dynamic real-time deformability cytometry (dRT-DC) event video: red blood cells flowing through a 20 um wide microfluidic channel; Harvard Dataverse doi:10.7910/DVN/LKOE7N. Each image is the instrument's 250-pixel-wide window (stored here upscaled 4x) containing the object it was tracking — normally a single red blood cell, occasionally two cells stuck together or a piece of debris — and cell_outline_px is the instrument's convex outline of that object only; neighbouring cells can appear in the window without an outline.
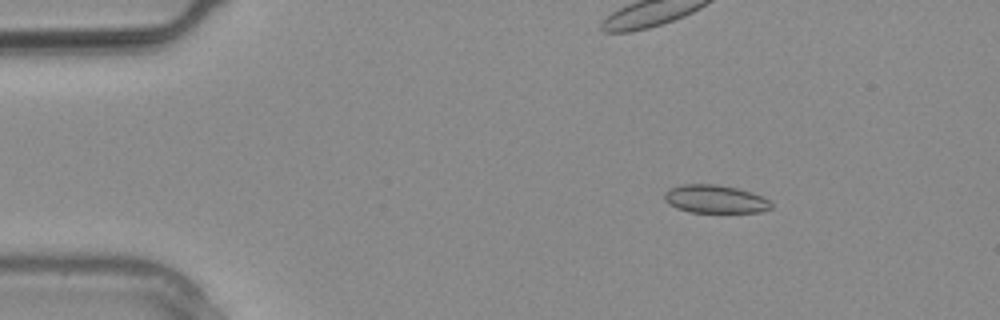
{"species": "common noctule bat (a hibernating species)", "species_latin": "Nyctalus noctula", "temperature_condition": "warm", "stored_images_in_passage": 3, "camera_frame_rate_fps": 3000, "um_per_image_px": 0.085, "animal": {"sex": "male", "body_mass_g": 20.4}, "frame": {"image": 1, "passage_image": 2, "time_ms": 0.333, "image_size_px": [1000, 320], "cell_outline_px": [[772, 208], [760, 212], [692, 212], [676, 208], [668, 204], [664, 200], [664, 192], [668, 188], [680, 184], [716, 184], [736, 188], [752, 192], [768, 200], [772, 204]], "centroid_in_image_um": [60.74, 16.91], "position_along_channel_um": 24.3, "area_um2": 17.57}}